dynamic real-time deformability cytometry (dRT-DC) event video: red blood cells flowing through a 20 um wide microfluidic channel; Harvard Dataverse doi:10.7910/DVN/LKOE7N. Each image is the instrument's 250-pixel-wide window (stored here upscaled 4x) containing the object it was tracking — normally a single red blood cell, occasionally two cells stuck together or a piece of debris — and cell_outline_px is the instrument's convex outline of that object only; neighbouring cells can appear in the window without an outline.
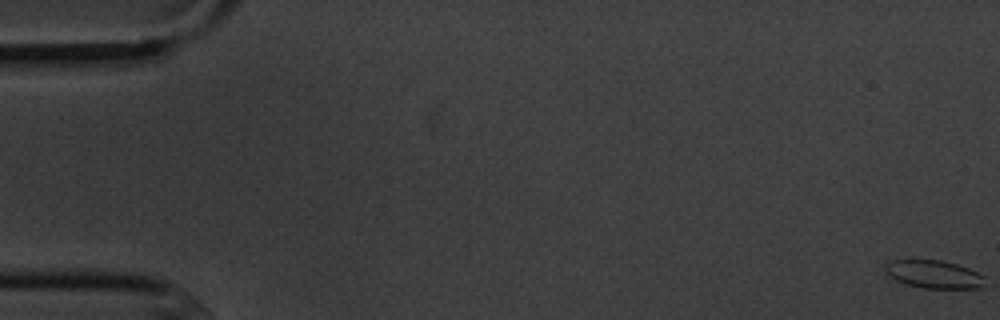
{"species": "common noctule bat (a hibernating species)", "species_latin": "Nyctalus noctula", "temperature_condition": "cold", "stored_images_in_passage": 8, "camera_frame_rate_fps": 3000, "um_per_image_px": 0.085, "animal": {"sex": "male", "body_mass_g": 20.1, "forearm_length_mm": 53.5}, "frame": {"image": 1, "passage_image": 1, "time_ms": 0.0, "image_size_px": [1000, 320], "cell_outline_px": [[984, 288], [924, 288], [908, 284], [896, 280], [888, 276], [884, 272], [884, 264], [892, 260], [940, 260], [956, 264], [968, 268], [984, 276]], "centroid_in_image_um": [79.35, 23.31], "position_along_channel_um": 5.6, "area_um2": 16.24}}
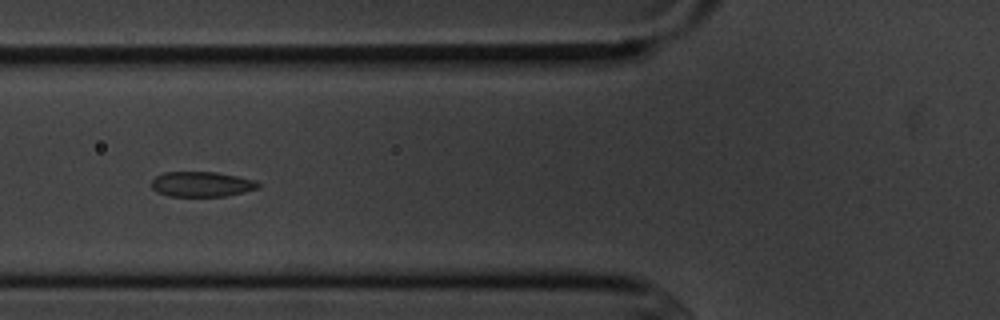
{"frame": {"image": 2, "passage_image": 6, "time_ms": 7.0, "image_size_px": [1000, 320], "cell_outline_px": [[260, 188], [244, 192], [224, 196], [168, 196], [156, 192], [152, 188], [152, 180], [156, 176], [164, 172], [216, 172], [256, 180], [260, 184]], "centroid_in_image_um": [17.14, 15.66], "position_along_channel_um": 108.7, "area_um2": 15.66}}
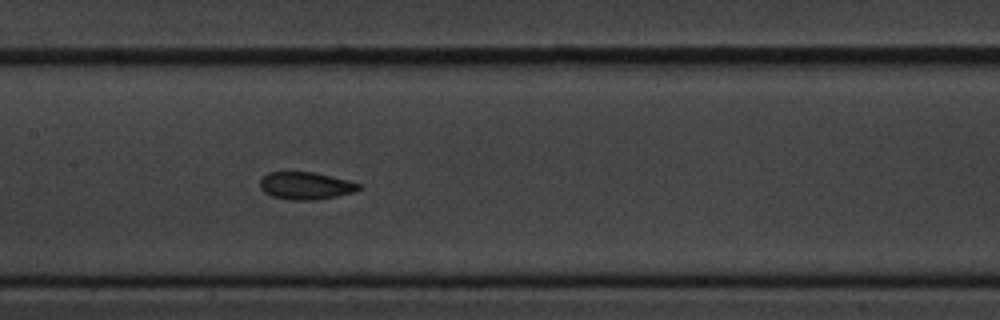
{"frame": {"image": 3, "passage_image": 8, "time_ms": 9.0, "image_size_px": [1000, 320], "cell_outline_px": [[364, 188], [352, 192], [336, 196], [316, 200], [288, 200], [272, 196], [264, 192], [260, 188], [260, 180], [268, 172], [312, 172], [348, 180], [364, 184]], "centroid_in_image_um": [26.01, 15.79], "position_along_channel_um": 181.4, "area_um2": 15.9}}